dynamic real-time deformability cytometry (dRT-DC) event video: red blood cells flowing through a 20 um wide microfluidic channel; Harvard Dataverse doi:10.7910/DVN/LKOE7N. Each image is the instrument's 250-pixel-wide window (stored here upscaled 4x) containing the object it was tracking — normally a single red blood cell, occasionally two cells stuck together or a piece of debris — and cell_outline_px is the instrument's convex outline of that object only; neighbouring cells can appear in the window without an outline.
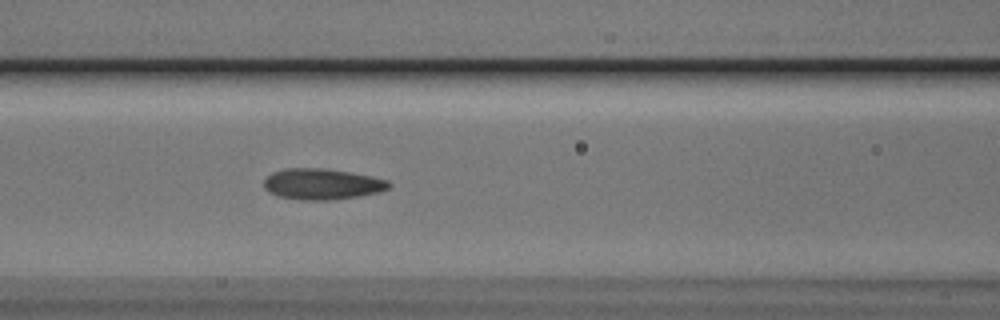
{"species": "Egyptian fruit bat (a non-hibernating species)", "species_latin": "Rousettus aegyptiacus", "temperature_condition": "cold", "stored_images_in_passage": 42, "camera_frame_rate_fps": 3000, "um_per_image_px": 0.085, "animal": {"sex": "male"}, "frame": {"image": 1, "passage_image": 11, "time_ms": 3.333, "image_size_px": [1000, 320], "cell_outline_px": [[392, 184], [388, 188], [380, 192], [360, 196], [328, 200], [304, 200], [276, 196], [268, 192], [264, 188], [264, 180], [272, 172], [284, 168], [324, 168], [352, 172], [388, 180]], "centroid_in_image_um": [27.36, 15.64], "position_along_channel_um": 139.2, "area_um2": 22.72}}
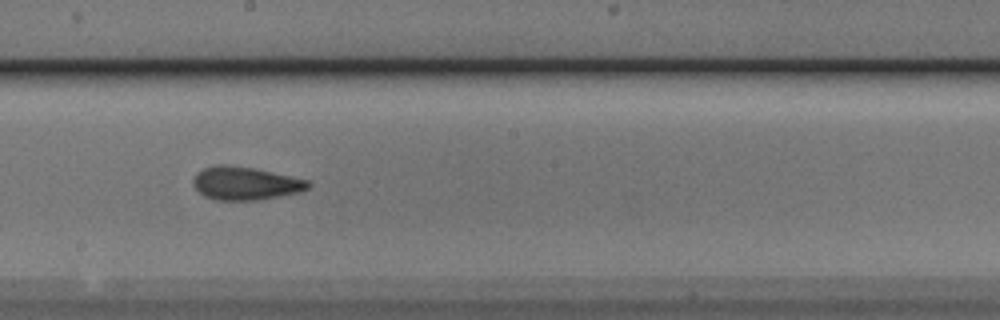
{"frame": {"image": 2, "passage_image": 18, "time_ms": 5.667, "image_size_px": [1000, 320], "cell_outline_px": [[312, 184], [308, 188], [300, 192], [256, 200], [216, 200], [204, 196], [192, 184], [192, 180], [196, 172], [204, 168], [216, 164], [224, 164], [252, 168], [272, 172], [308, 180]], "centroid_in_image_um": [20.82, 15.58], "position_along_channel_um": 227.4, "area_um2": 22.14}}
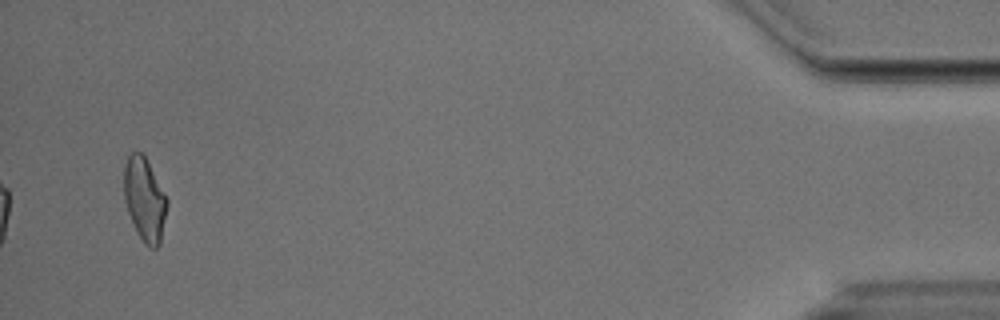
{"frame": {"image": 3, "passage_image": 40, "time_ms": 13.0, "image_size_px": [1000, 320], "cell_outline_px": [[168, 204], [160, 244], [156, 248], [148, 248], [144, 244], [136, 232], [128, 212], [124, 200], [124, 168], [128, 156], [132, 152], [140, 152], [144, 156], [168, 200]], "centroid_in_image_um": [12.29, 17.01], "position_along_channel_um": 422.9, "area_um2": 20.81}}